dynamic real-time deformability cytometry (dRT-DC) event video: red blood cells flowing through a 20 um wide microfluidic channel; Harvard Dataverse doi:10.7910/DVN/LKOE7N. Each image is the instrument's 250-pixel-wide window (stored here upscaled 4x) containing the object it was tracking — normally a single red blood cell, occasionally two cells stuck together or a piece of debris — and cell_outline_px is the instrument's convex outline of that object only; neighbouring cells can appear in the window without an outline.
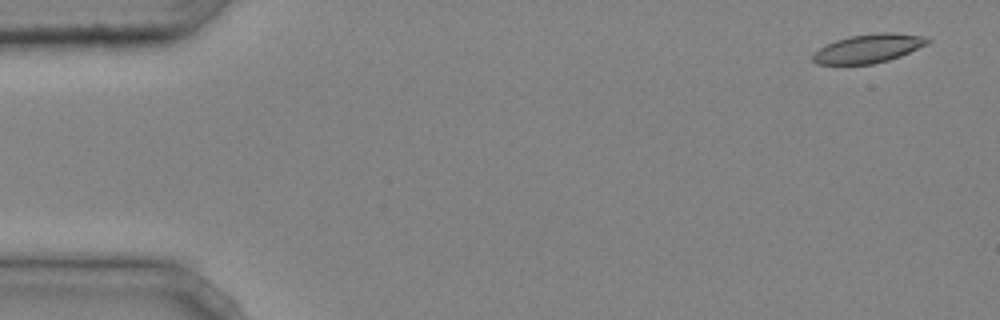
{"species": "common noctule bat (a hibernating species)", "species_latin": "Nyctalus noctula", "temperature_condition": "cold", "stored_images_in_passage": 4, "camera_frame_rate_fps": 3000, "um_per_image_px": 0.085, "animal": {"sex": "male", "body_mass_g": 20.4}, "frame": {"image": 1, "passage_image": 1, "time_ms": 0.0, "image_size_px": [1000, 320], "cell_outline_px": [[932, 40], [928, 44], [900, 56], [888, 60], [872, 64], [816, 64], [812, 60], [812, 52], [836, 40], [848, 36], [876, 32], [892, 32], [928, 36]], "centroid_in_image_um": [73.85, 4.1], "position_along_channel_um": 11.2, "area_um2": 19.42}}
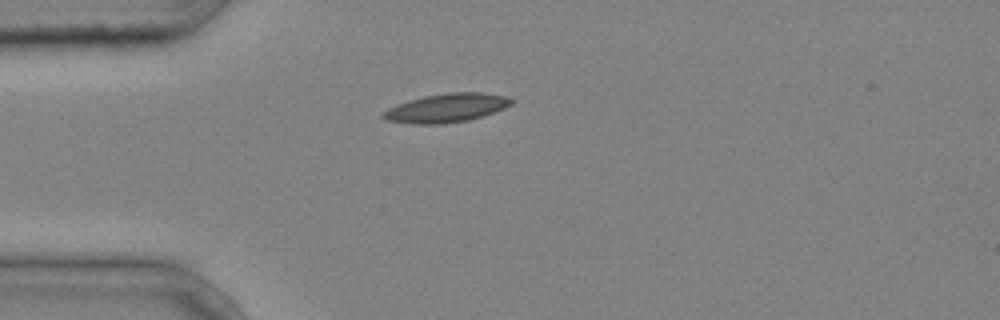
{"frame": {"image": 2, "passage_image": 4, "time_ms": 1.0, "image_size_px": [1000, 320], "cell_outline_px": [[516, 100], [512, 104], [504, 108], [468, 120], [444, 124], [412, 124], [384, 120], [380, 116], [388, 108], [396, 104], [408, 100], [424, 96], [448, 92], [484, 92], [508, 96]], "centroid_in_image_um": [37.94, 9.17], "position_along_channel_um": 47.1, "area_um2": 21.68}}